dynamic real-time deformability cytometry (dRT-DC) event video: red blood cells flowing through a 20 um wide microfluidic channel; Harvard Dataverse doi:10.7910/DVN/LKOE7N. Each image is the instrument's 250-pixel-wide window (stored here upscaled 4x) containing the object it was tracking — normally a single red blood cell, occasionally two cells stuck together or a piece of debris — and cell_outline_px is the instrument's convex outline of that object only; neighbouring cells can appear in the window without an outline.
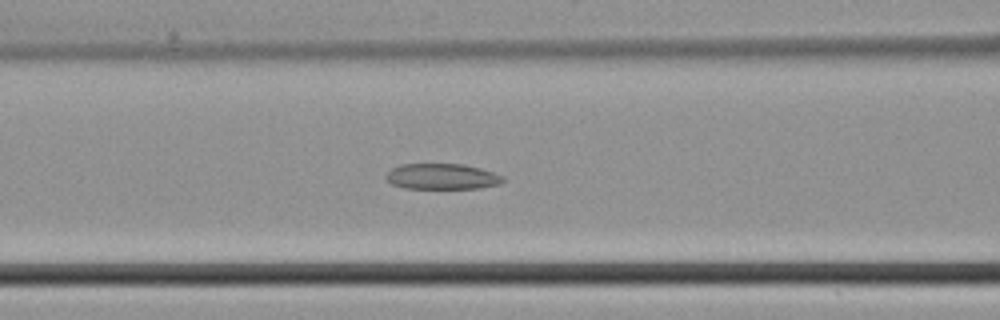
{"species": "common noctule bat (a hibernating species)", "species_latin": "Nyctalus noctula", "temperature_condition": "cold", "stored_images_in_passage": 44, "camera_frame_rate_fps": 3000, "um_per_image_px": 0.085, "animal": {"sex": "male", "body_mass_g": 21.5, "forearm_length_mm": 52.0}, "frame": {"image": 1, "passage_image": 18, "time_ms": 5.667, "image_size_px": [1000, 320], "cell_outline_px": [[504, 180], [500, 184], [480, 188], [404, 188], [392, 184], [384, 176], [392, 168], [400, 164], [460, 164], [480, 168], [504, 176]], "centroid_in_image_um": [37.57, 15.0], "position_along_channel_um": 129.0, "area_um2": 17.46}}
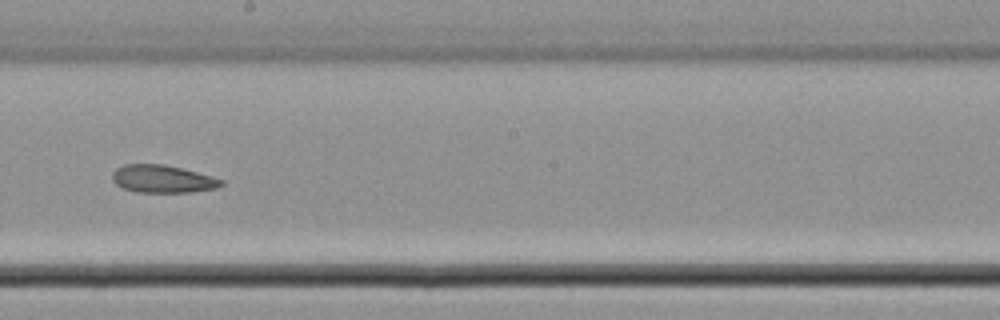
{"frame": {"image": 2, "passage_image": 25, "time_ms": 8.0, "image_size_px": [1000, 320], "cell_outline_px": [[224, 184], [216, 188], [192, 192], [136, 192], [124, 188], [116, 184], [112, 180], [112, 172], [116, 168], [124, 164], [164, 164], [196, 172], [224, 180]], "centroid_in_image_um": [13.8, 15.21], "position_along_channel_um": 234.4, "area_um2": 17.51}}
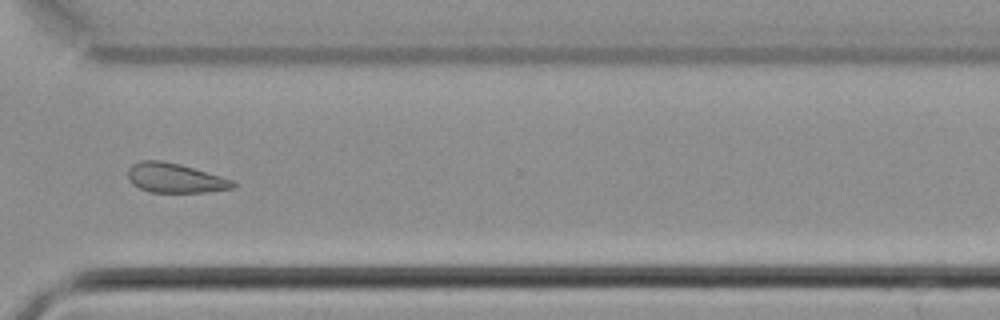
{"frame": {"image": 3, "passage_image": 33, "time_ms": 10.667, "image_size_px": [1000, 320], "cell_outline_px": [[236, 184], [232, 188], [204, 192], [152, 192], [140, 188], [132, 184], [128, 180], [128, 168], [132, 164], [140, 160], [160, 160], [180, 164], [236, 180]], "centroid_in_image_um": [14.87, 15.12], "position_along_channel_um": 355.7, "area_um2": 18.15}}